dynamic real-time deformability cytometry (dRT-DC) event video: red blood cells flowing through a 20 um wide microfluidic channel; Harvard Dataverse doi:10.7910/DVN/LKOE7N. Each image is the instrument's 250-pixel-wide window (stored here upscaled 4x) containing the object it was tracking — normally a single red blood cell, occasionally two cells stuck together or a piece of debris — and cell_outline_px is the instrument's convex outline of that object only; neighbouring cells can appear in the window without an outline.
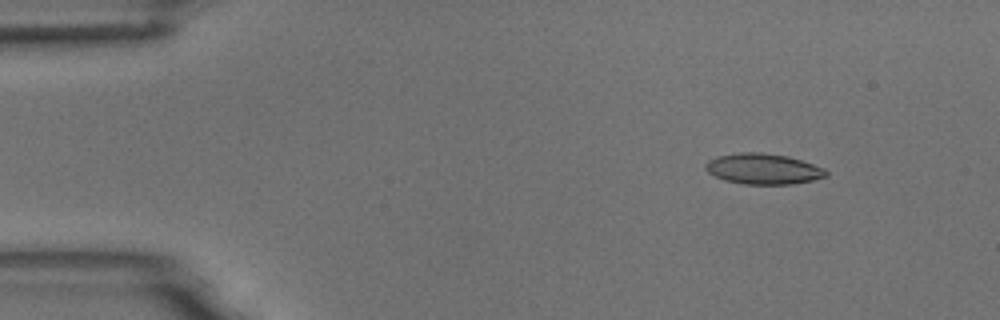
{"species": "common noctule bat (a hibernating species)", "species_latin": "Nyctalus noctula", "temperature_condition": "room temperature", "stored_images_in_passage": 7, "camera_frame_rate_fps": 3000, "um_per_image_px": 0.085, "animal": {"sex": "male", "body_mass_g": 18.8}, "frame": {"image": 1, "passage_image": 1, "time_ms": 0.0, "image_size_px": [1000, 320], "cell_outline_px": [[828, 176], [812, 180], [792, 184], [744, 184], [724, 180], [708, 172], [704, 168], [704, 164], [708, 160], [716, 156], [740, 152], [760, 152], [788, 156], [824, 168], [828, 172]], "centroid_in_image_um": [64.85, 14.35], "position_along_channel_um": 20.2, "area_um2": 21.56}}
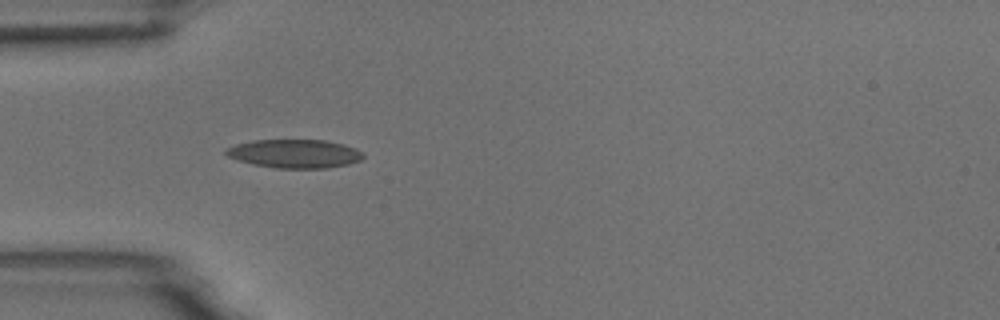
{"frame": {"image": 2, "passage_image": 4, "time_ms": 1.0, "image_size_px": [1000, 320], "cell_outline_px": [[364, 156], [360, 160], [348, 164], [328, 168], [276, 168], [252, 164], [228, 156], [224, 152], [224, 148], [236, 144], [252, 140], [324, 140], [344, 144], [356, 148], [364, 152]], "centroid_in_image_um": [25.06, 13.06], "position_along_channel_um": 59.9, "area_um2": 22.95}}